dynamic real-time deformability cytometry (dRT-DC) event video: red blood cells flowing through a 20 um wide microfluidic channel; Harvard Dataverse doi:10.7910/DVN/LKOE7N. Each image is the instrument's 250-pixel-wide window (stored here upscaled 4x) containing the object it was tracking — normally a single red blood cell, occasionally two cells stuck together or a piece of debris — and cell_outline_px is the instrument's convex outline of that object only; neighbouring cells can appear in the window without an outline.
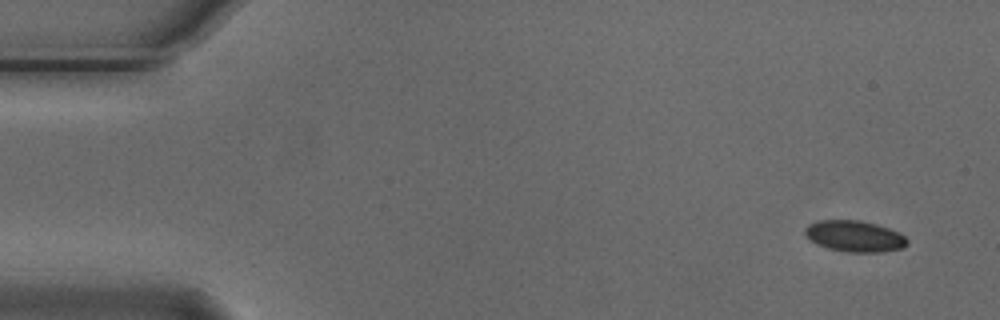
{"species": "Egyptian fruit bat (a non-hibernating species)", "species_latin": "Rousettus aegyptiacus", "temperature_condition": "cold", "stored_images_in_passage": 4, "camera_frame_rate_fps": 3000, "um_per_image_px": 0.085, "animal": {"sex": "male"}, "frame": {"image": 1, "passage_image": 1, "time_ms": 0.0, "image_size_px": [1000, 320], "cell_outline_px": [[908, 244], [904, 248], [884, 252], [848, 252], [828, 248], [816, 244], [804, 236], [804, 228], [808, 224], [820, 220], [860, 220], [876, 224], [900, 232], [908, 240]], "centroid_in_image_um": [72.64, 20.08], "position_along_channel_um": 12.4, "area_um2": 18.84}}
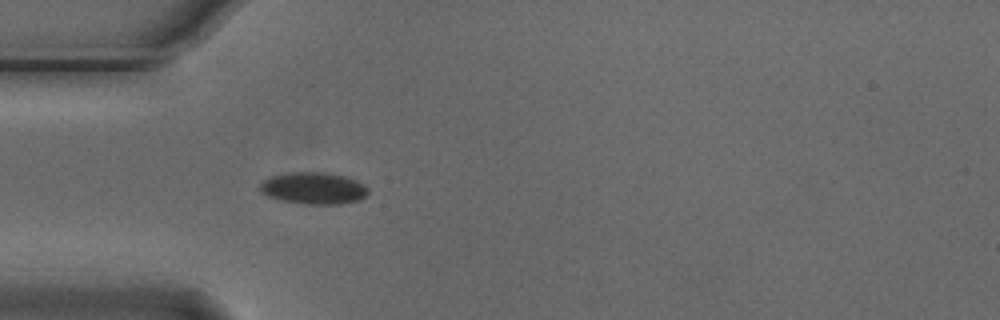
{"frame": {"image": 2, "passage_image": 4, "time_ms": 1.0, "image_size_px": [1000, 320], "cell_outline_px": [[368, 192], [360, 200], [340, 204], [304, 204], [280, 200], [268, 196], [260, 192], [260, 184], [264, 180], [272, 176], [288, 172], [324, 172], [344, 176], [356, 180], [368, 188]], "centroid_in_image_um": [26.64, 16.0], "position_along_channel_um": 58.4, "area_um2": 20.06}}